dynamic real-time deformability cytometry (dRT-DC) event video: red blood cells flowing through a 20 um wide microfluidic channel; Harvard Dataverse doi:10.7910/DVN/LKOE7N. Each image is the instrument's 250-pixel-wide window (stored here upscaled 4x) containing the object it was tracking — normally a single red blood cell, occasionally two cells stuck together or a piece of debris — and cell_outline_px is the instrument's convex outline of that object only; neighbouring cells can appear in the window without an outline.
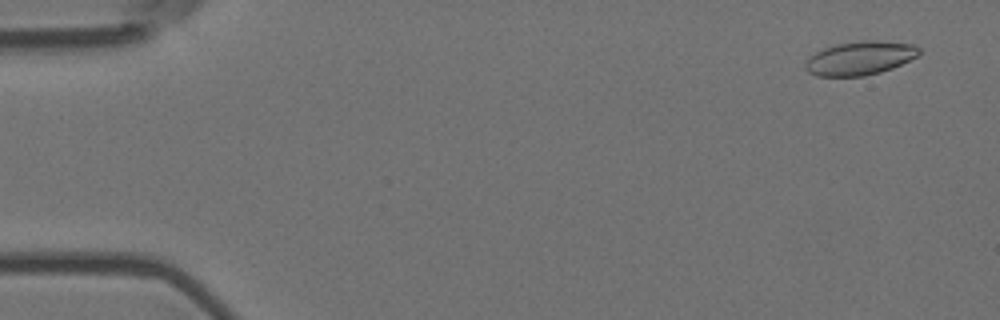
{"species": "Egyptian fruit bat (a non-hibernating species)", "species_latin": "Rousettus aegyptiacus", "temperature_condition": "room temperature", "stored_images_in_passage": 53, "camera_frame_rate_fps": 3000, "um_per_image_px": 0.085, "animal": {"sex": "female"}, "frame": {"image": 1, "passage_image": 1, "time_ms": 0.0, "image_size_px": [1000, 320], "cell_outline_px": [[920, 52], [916, 56], [892, 68], [880, 72], [864, 76], [816, 76], [808, 72], [804, 68], [804, 64], [808, 56], [824, 48], [836, 44], [864, 40], [876, 40], [912, 44], [920, 48]], "centroid_in_image_um": [73.04, 4.94], "position_along_channel_um": 12.0, "area_um2": 22.31}}
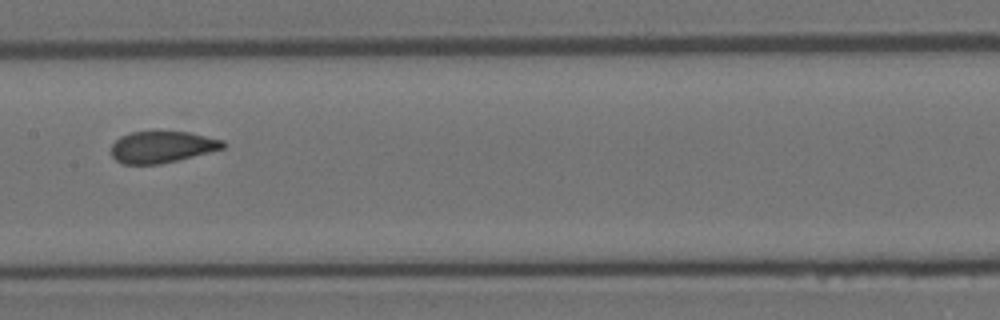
{"frame": {"image": 2, "passage_image": 26, "time_ms": 8.333, "image_size_px": [1000, 320], "cell_outline_px": [[228, 144], [224, 148], [160, 164], [124, 164], [116, 160], [112, 156], [112, 144], [120, 136], [132, 132], [156, 128], [188, 132], [224, 140]], "centroid_in_image_um": [13.77, 12.44], "position_along_channel_um": 193.6, "area_um2": 21.15}}
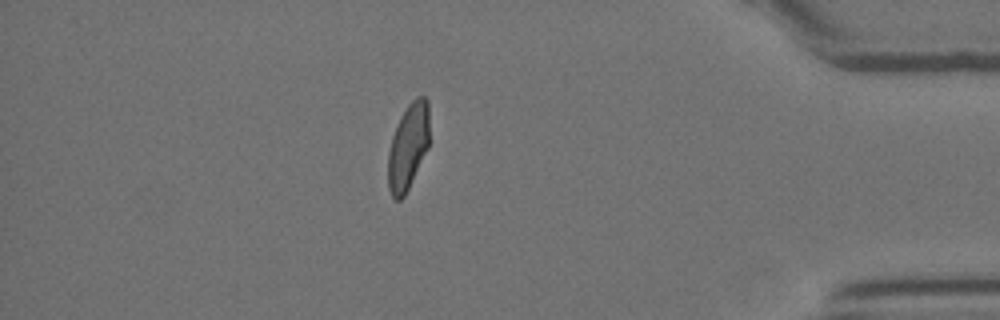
{"frame": {"image": 3, "passage_image": 46, "time_ms": 15.0, "image_size_px": [1000, 320], "cell_outline_px": [[428, 148], [404, 196], [400, 200], [396, 200], [392, 196], [388, 188], [388, 152], [392, 136], [400, 116], [408, 104], [416, 96], [424, 96], [428, 100]], "centroid_in_image_um": [34.67, 12.45], "position_along_channel_um": 400.5, "area_um2": 20.63}, "authors_computed_cell_mechanics": {"area_um2": 21.7328, "velocity_mm_per_s": 3.6841, "shape_relaxation_time_tau1_ms": 5.8945, "shape_relaxation_time_tau2_ms": 0.8876, "deformation_change_tau1": 0.1588, "deformation_change_tau2": 0.0516}}